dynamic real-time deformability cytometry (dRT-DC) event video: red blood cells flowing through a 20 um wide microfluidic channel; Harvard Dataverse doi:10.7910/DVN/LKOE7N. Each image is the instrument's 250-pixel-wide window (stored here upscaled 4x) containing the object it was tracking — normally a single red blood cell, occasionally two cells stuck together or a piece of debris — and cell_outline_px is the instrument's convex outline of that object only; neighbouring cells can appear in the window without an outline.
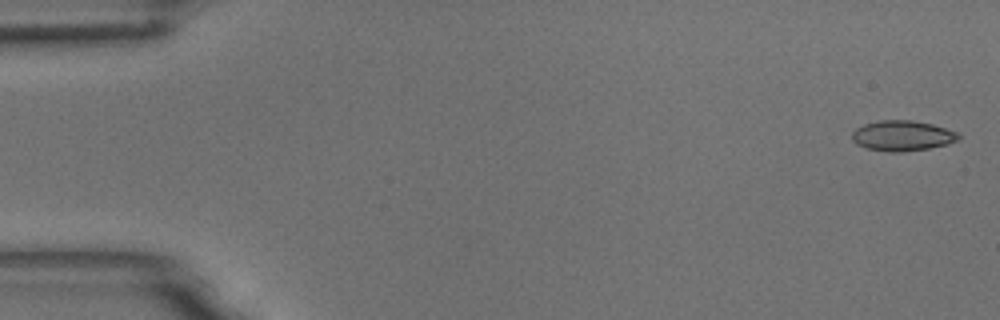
{"species": "common noctule bat (a hibernating species)", "species_latin": "Nyctalus noctula", "temperature_condition": "room temperature", "stored_images_in_passage": 5, "camera_frame_rate_fps": 3000, "um_per_image_px": 0.085, "animal": {"sex": "male", "body_mass_g": 18.8}, "frame": {"image": 1, "passage_image": 1, "time_ms": 0.0, "image_size_px": [1000, 320], "cell_outline_px": [[960, 136], [956, 140], [948, 144], [928, 148], [904, 152], [888, 152], [868, 148], [856, 144], [852, 140], [852, 132], [856, 128], [864, 124], [880, 120], [912, 120], [932, 124], [956, 132]], "centroid_in_image_um": [76.66, 11.54], "position_along_channel_um": 8.3, "area_um2": 18.73}}
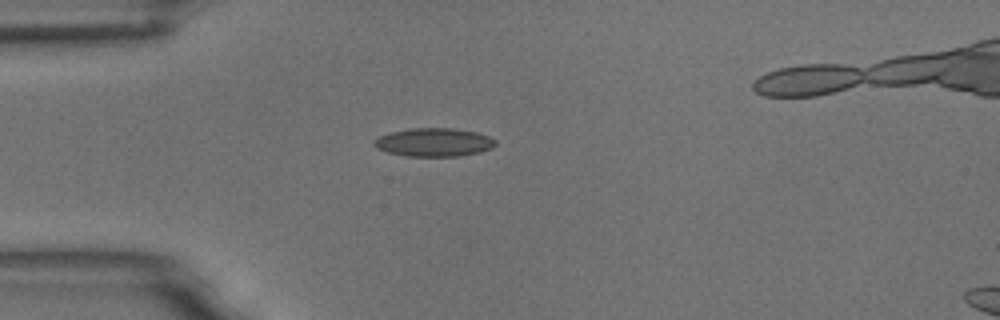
{"frame": {"image": 2, "passage_image": 5, "time_ms": 1.333, "image_size_px": [1000, 320], "cell_outline_px": [[496, 144], [492, 148], [480, 152], [460, 156], [408, 156], [388, 152], [376, 148], [372, 144], [380, 136], [392, 132], [412, 128], [452, 128], [476, 132], [488, 136], [496, 140]], "centroid_in_image_um": [36.91, 12.1], "position_along_channel_um": 48.1, "area_um2": 19.94}}